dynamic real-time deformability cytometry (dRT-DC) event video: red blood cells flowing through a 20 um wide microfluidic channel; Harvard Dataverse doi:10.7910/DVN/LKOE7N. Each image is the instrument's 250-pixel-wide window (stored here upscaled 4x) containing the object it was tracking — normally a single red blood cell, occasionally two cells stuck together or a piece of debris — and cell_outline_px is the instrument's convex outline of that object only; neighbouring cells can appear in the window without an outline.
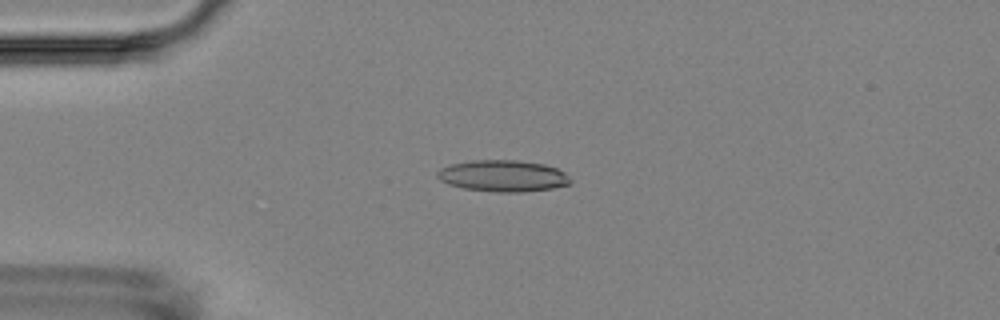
{"species": "Egyptian fruit bat (a non-hibernating species)", "species_latin": "Rousettus aegyptiacus", "temperature_condition": "room temperature", "stored_images_in_passage": 5, "camera_frame_rate_fps": 3000, "um_per_image_px": 0.085, "animal": {"sex": "female"}, "frame": {"image": 1, "passage_image": 4, "time_ms": 3.333, "image_size_px": [1000, 320], "cell_outline_px": [[572, 184], [552, 188], [524, 192], [496, 192], [464, 188], [448, 184], [440, 180], [436, 176], [436, 172], [440, 168], [452, 164], [472, 160], [516, 160], [544, 164], [556, 168], [564, 172], [572, 180]], "centroid_in_image_um": [42.76, 14.95], "position_along_channel_um": 42.2, "area_um2": 24.51}}